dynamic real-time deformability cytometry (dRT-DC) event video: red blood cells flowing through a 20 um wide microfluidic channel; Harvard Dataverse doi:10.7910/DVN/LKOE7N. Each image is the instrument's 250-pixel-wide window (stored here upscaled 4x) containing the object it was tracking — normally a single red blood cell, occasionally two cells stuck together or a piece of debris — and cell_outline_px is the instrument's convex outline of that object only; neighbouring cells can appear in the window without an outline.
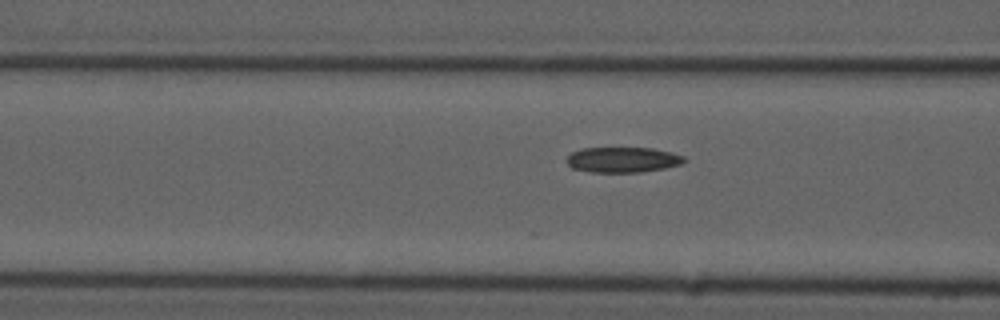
{"species": "common noctule bat (a hibernating species)", "species_latin": "Nyctalus noctula", "temperature_condition": "cold", "stored_images_in_passage": 20, "camera_frame_rate_fps": 3000, "um_per_image_px": 0.085, "animal": {"sex": "male", "forearm_length_mm": 52.5}, "frame": {"image": 1, "passage_image": 17, "time_ms": 5.333, "image_size_px": [1000, 320], "cell_outline_px": [[688, 160], [680, 164], [664, 168], [640, 172], [592, 172], [572, 168], [568, 164], [568, 156], [572, 152], [580, 148], [652, 148], [672, 152], [684, 156]], "centroid_in_image_um": [52.96, 13.57], "position_along_channel_um": 113.6, "area_um2": 17.34}}